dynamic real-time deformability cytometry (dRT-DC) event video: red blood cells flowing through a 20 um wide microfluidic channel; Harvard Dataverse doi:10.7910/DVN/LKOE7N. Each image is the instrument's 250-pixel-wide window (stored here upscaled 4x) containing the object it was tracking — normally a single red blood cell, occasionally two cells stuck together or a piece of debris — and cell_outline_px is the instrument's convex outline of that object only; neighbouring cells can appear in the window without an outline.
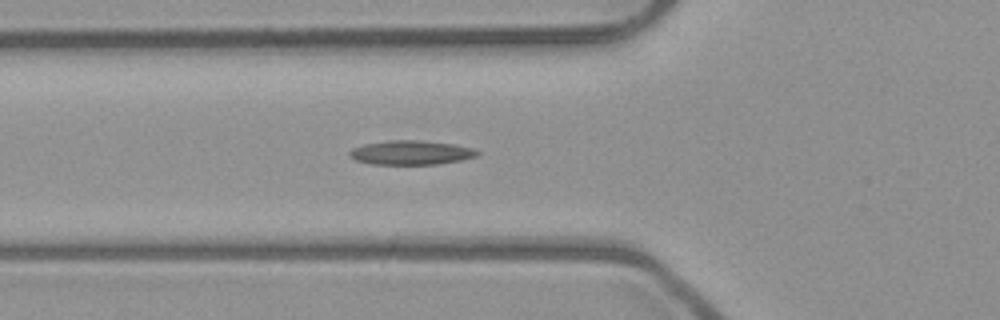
{"species": "common noctule bat (a hibernating species)", "species_latin": "Nyctalus noctula", "temperature_condition": "room temperature", "stored_images_in_passage": 34, "camera_frame_rate_fps": 3000, "um_per_image_px": 0.085, "animal": {"sex": "male", "body_mass_g": 23.1, "forearm_length_mm": 52.7}, "frame": {"image": 1, "passage_image": 2, "time_ms": 0.333, "image_size_px": [1000, 320], "cell_outline_px": [[480, 152], [476, 156], [460, 160], [440, 164], [372, 164], [356, 160], [348, 156], [348, 152], [352, 148], [364, 144], [392, 140], [416, 140], [452, 144], [472, 148]], "centroid_in_image_um": [34.9, 12.97], "position_along_channel_um": 90.9, "area_um2": 17.86}}
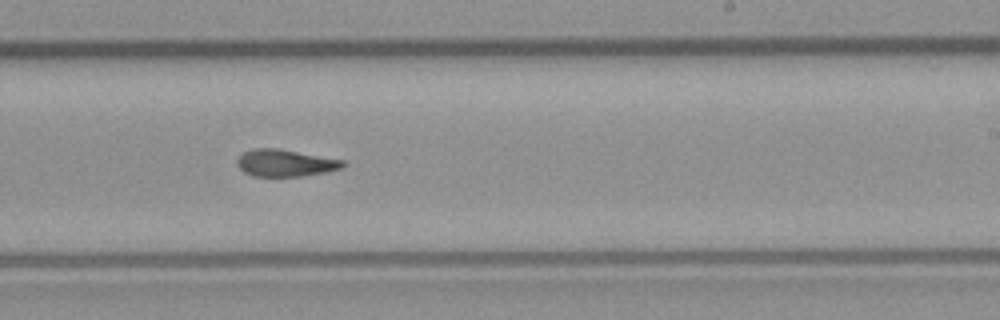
{"frame": {"image": 2, "passage_image": 15, "time_ms": 4.667, "image_size_px": [1000, 320], "cell_outline_px": [[348, 164], [344, 168], [304, 176], [252, 176], [244, 172], [236, 164], [236, 160], [244, 152], [252, 148], [276, 148], [344, 160]], "centroid_in_image_um": [24.26, 13.85], "position_along_channel_um": 264.7, "area_um2": 16.7}}
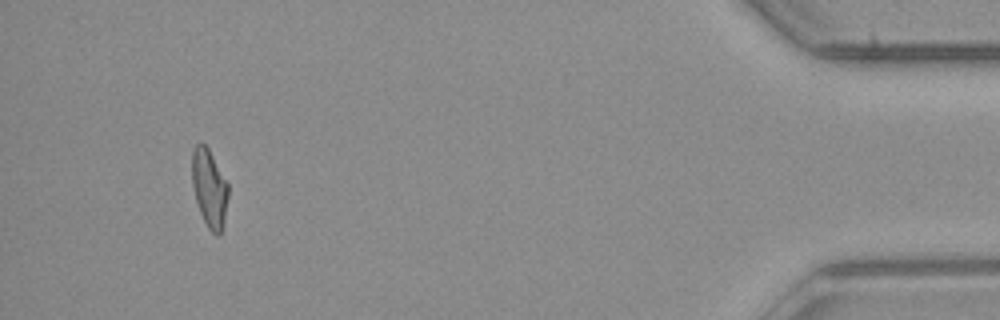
{"frame": {"image": 3, "passage_image": 32, "time_ms": 10.333, "image_size_px": [1000, 320], "cell_outline_px": [[228, 196], [224, 224], [220, 232], [216, 236], [208, 228], [200, 212], [196, 200], [192, 184], [192, 152], [196, 144], [204, 144], [208, 148], [228, 184]], "centroid_in_image_um": [17.79, 16.01], "position_along_channel_um": 417.4, "area_um2": 16.24}}